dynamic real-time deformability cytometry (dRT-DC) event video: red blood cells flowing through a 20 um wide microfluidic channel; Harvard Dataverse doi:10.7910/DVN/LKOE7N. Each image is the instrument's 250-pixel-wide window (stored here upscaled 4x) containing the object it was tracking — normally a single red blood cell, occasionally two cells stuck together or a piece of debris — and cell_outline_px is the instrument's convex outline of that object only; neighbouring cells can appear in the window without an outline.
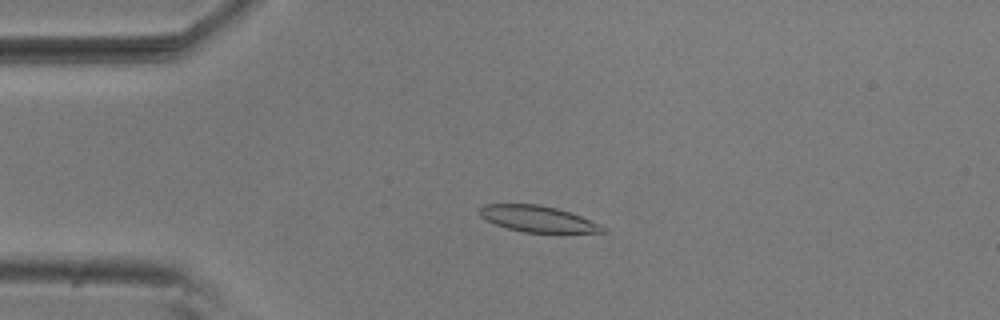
{"species": "common noctule bat (a hibernating species)", "species_latin": "Nyctalus noctula", "temperature_condition": "room temperature", "stored_images_in_passage": 54, "camera_frame_rate_fps": 3000, "um_per_image_px": 0.085, "animal": {"sex": "male", "body_mass_g": 20.5, "forearm_length_mm": 52.5}, "frame": {"image": 1, "passage_image": 12, "time_ms": 3.667, "image_size_px": [1000, 320], "cell_outline_px": [[608, 232], [524, 232], [508, 228], [496, 224], [480, 216], [480, 208], [484, 204], [536, 204], [556, 208], [580, 216], [600, 224], [608, 228]], "centroid_in_image_um": [45.73, 18.6], "position_along_channel_um": 39.3, "area_um2": 18.44}}
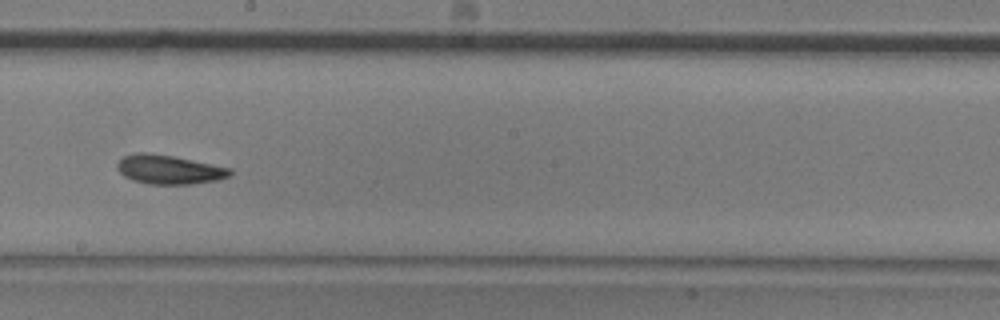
{"frame": {"image": 2, "passage_image": 30, "time_ms": 9.667, "image_size_px": [1000, 320], "cell_outline_px": [[232, 172], [228, 176], [216, 180], [192, 184], [148, 184], [132, 180], [124, 176], [116, 168], [116, 164], [124, 156], [136, 152], [144, 152], [172, 156], [232, 168]], "centroid_in_image_um": [14.34, 14.41], "position_along_channel_um": 233.9, "area_um2": 19.02}}
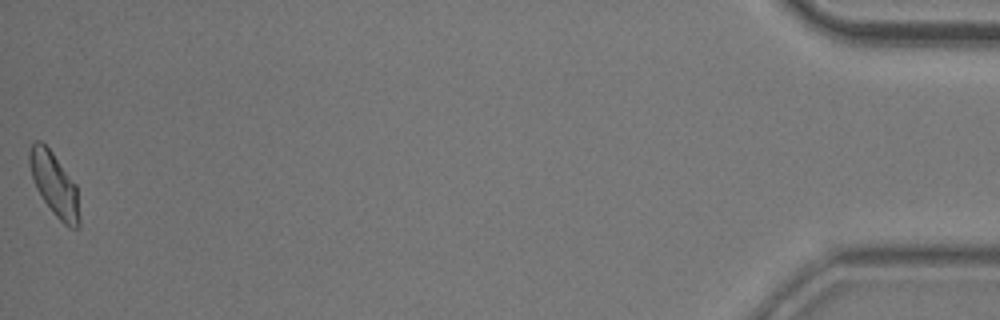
{"frame": {"image": 3, "passage_image": 54, "time_ms": 17.667, "image_size_px": [1000, 320], "cell_outline_px": [[80, 228], [68, 228], [52, 212], [36, 188], [32, 176], [28, 160], [28, 156], [32, 144], [36, 140], [40, 140], [52, 152], [76, 184], [80, 216]], "centroid_in_image_um": [4.64, 15.7], "position_along_channel_um": 430.6, "area_um2": 18.38}, "authors_computed_cell_mechanics": {"area_um2": 18.8428, "velocity_mm_per_s": 3.6914, "shape_relaxation_time_tau1_ms": 4.321, "shape_relaxation_time_tau2_ms": 9.176, "deformation_change_tau1": 0.1206, "deformation_change_tau2": 0.1886}}